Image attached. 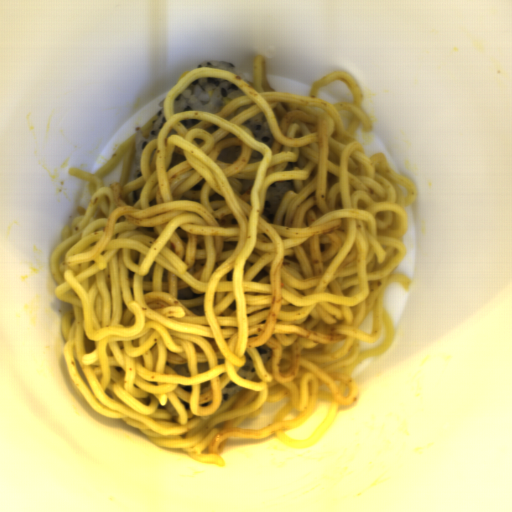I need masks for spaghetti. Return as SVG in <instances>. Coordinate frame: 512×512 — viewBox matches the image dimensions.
Here are the masks:
<instances>
[{"label":"spaghetti","mask_w":512,"mask_h":512,"mask_svg":"<svg viewBox=\"0 0 512 512\" xmlns=\"http://www.w3.org/2000/svg\"><path fill=\"white\" fill-rule=\"evenodd\" d=\"M250 74L205 65L174 84L133 182L135 134L93 173L69 168L88 183L89 200L62 226L50 268L67 374L85 403L157 445L223 467L222 440L276 437L304 450L357 402L356 368L396 341L385 294L390 282L408 291L398 269L417 195L357 137L361 126L374 128L355 77L332 71L302 96L274 89L263 56ZM205 77L246 96L218 114H175L176 96ZM337 79L351 103L317 98ZM249 120L273 133V148L242 125ZM236 145L234 163L218 160ZM122 159L119 182L102 185ZM287 180L294 189L269 221L268 190ZM370 311L372 333L358 328ZM383 330L378 348L360 350V339L374 343ZM260 346L271 353L264 364ZM246 356L250 380L238 375ZM231 381L241 389L222 402ZM284 398L269 426L238 428ZM321 401L331 405L320 427L307 440L289 438Z\"/></svg>","instance_id":"c7327b10"}]
</instances>
